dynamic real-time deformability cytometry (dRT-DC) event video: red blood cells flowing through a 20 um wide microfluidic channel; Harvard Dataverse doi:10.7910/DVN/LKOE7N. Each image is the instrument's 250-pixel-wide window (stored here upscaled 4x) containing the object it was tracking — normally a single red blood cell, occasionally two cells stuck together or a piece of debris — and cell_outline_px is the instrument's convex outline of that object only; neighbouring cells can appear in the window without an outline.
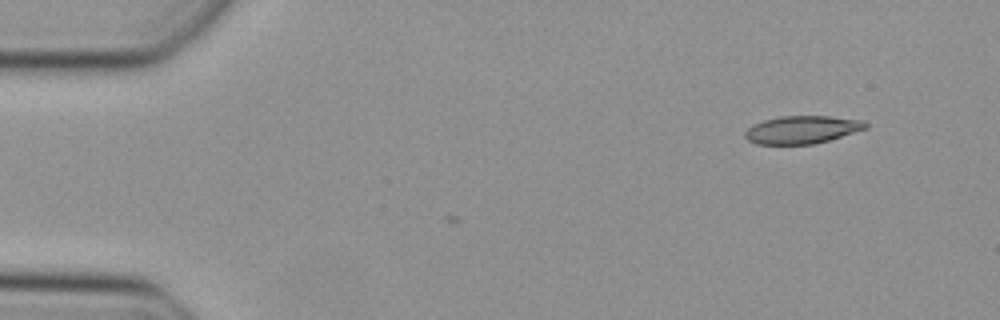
{"species": "Egyptian fruit bat (a non-hibernating species)", "species_latin": "Rousettus aegyptiacus", "temperature_condition": "cold", "stored_images_in_passage": 4, "camera_frame_rate_fps": 3000, "um_per_image_px": 0.085, "animal": {"sex": "female"}, "frame": {"image": 1, "passage_image": 1, "time_ms": 0.0, "image_size_px": [1000, 320], "cell_outline_px": [[868, 128], [828, 140], [812, 144], [756, 144], [748, 140], [744, 136], [744, 132], [752, 124], [764, 120], [780, 116], [828, 116], [864, 120], [868, 124]], "centroid_in_image_um": [68.16, 11.01], "position_along_channel_um": 16.8, "area_um2": 19.54}}